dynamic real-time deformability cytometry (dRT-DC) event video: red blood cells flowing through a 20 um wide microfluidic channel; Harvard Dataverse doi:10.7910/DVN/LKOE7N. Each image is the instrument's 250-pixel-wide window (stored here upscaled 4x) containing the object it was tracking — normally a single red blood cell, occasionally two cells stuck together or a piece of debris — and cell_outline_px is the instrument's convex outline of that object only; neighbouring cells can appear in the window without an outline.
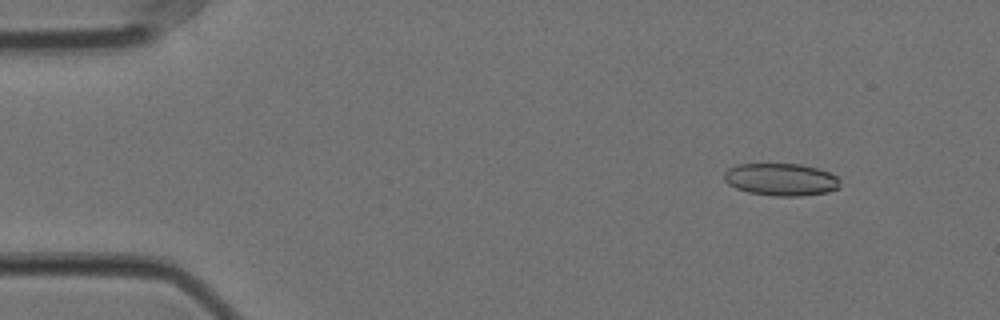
{"species": "Egyptian fruit bat (a non-hibernating species)", "species_latin": "Rousettus aegyptiacus", "temperature_condition": "cold", "stored_images_in_passage": 58, "camera_frame_rate_fps": 3000, "um_per_image_px": 0.085, "animal": {"sex": "female"}, "frame": {"image": 1, "passage_image": 6, "time_ms": 1.667, "image_size_px": [1000, 320], "cell_outline_px": [[840, 188], [828, 192], [800, 196], [772, 196], [748, 192], [736, 188], [728, 184], [724, 180], [724, 172], [728, 168], [736, 164], [800, 164], [816, 168], [828, 172], [836, 176], [840, 180]], "centroid_in_image_um": [66.38, 15.26], "position_along_channel_um": 18.6, "area_um2": 22.02}}
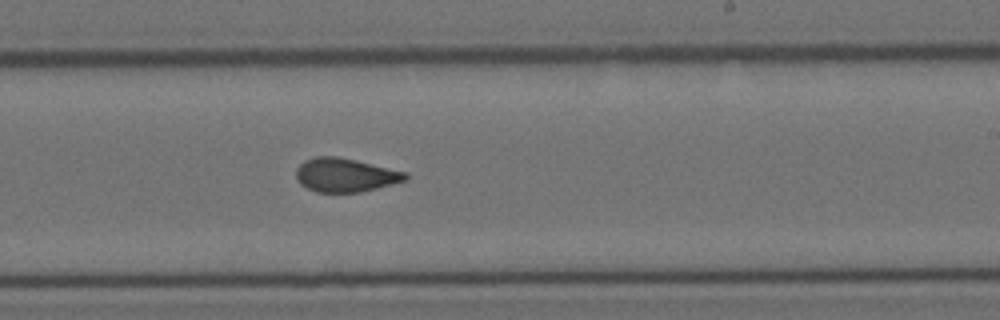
{"frame": {"image": 2, "passage_image": 34, "time_ms": 11.0, "image_size_px": [1000, 320], "cell_outline_px": [[408, 180], [360, 192], [316, 192], [300, 184], [296, 180], [296, 168], [304, 160], [316, 156], [336, 156], [408, 172]], "centroid_in_image_um": [29.34, 14.88], "position_along_channel_um": 259.7, "area_um2": 21.5}}
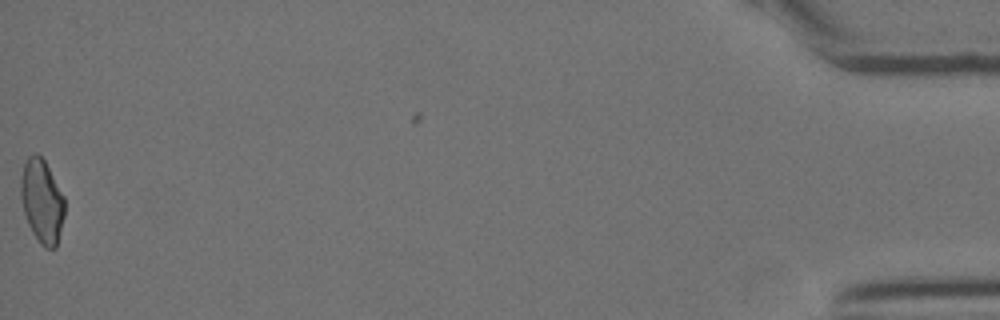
{"frame": {"image": 3, "passage_image": 57, "time_ms": 18.667, "image_size_px": [1000, 320], "cell_outline_px": [[64, 216], [56, 248], [44, 248], [40, 244], [32, 232], [28, 224], [24, 212], [20, 196], [20, 180], [24, 164], [28, 156], [36, 152], [44, 160], [64, 196]], "centroid_in_image_um": [3.55, 17.11], "position_along_channel_um": 431.6, "area_um2": 21.33}, "authors_computed_cell_mechanics": {"area_um2": 21.5883, "velocity_mm_per_s": 3.5394, "shape_relaxation_time_tau1_ms": null, "shape_relaxation_time_tau2_ms": 1.8707, "deformation_change_tau1": null, "deformation_change_tau2": 0.0674}}